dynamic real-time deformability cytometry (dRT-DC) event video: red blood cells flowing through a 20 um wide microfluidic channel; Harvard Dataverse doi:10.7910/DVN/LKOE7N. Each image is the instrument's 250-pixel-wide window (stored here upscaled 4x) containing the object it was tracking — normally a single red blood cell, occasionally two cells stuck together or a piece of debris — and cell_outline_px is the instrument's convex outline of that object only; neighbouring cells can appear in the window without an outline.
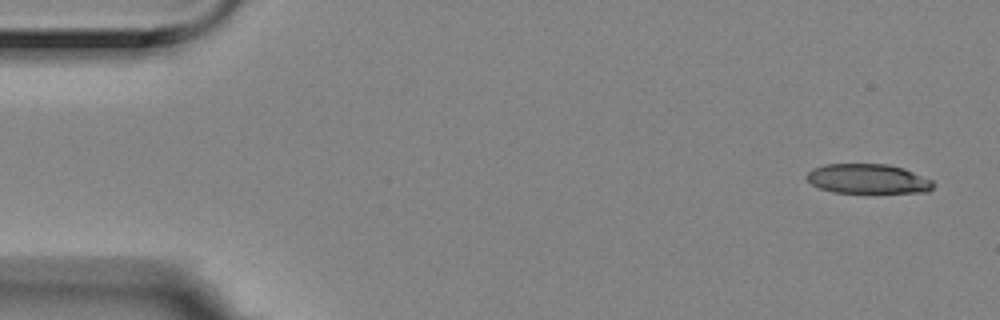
{"species": "Egyptian fruit bat (a non-hibernating species)", "species_latin": "Rousettus aegyptiacus", "temperature_condition": "room temperature", "stored_images_in_passage": 5, "segment_of_instrument_passage": [1, 2], "camera_frame_rate_fps": 3000, "um_per_image_px": 0.085, "animal": {"sex": "female"}, "frame": {"image": 1, "passage_image": 1, "time_ms": 0.0, "image_size_px": [1000, 320], "cell_outline_px": [[936, 184], [928, 192], [832, 192], [820, 188], [812, 184], [804, 176], [812, 168], [824, 164], [888, 164], [904, 168], [932, 180]], "centroid_in_image_um": [73.76, 15.19], "position_along_channel_um": 11.2, "area_um2": 21.85}}
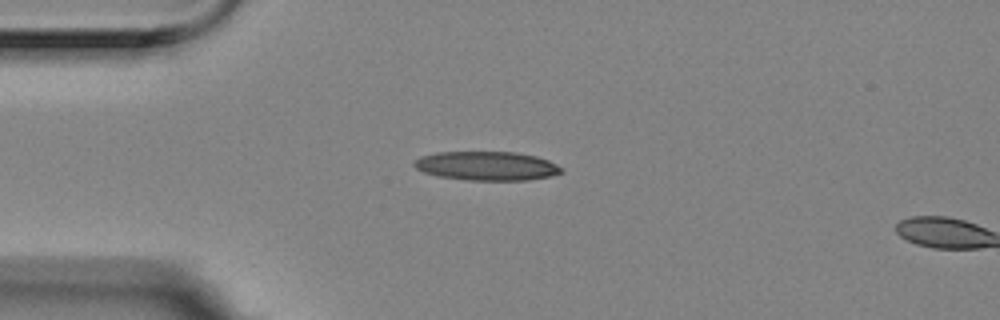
{"frame": {"image": 2, "passage_image": 4, "time_ms": 1.0, "image_size_px": [1000, 320], "cell_outline_px": [[564, 172], [552, 176], [528, 180], [468, 180], [436, 176], [424, 172], [416, 168], [412, 164], [416, 160], [424, 156], [436, 152], [516, 152], [536, 156], [548, 160], [564, 168]], "centroid_in_image_um": [41.42, 14.11], "position_along_channel_um": 43.6, "area_um2": 24.91}}